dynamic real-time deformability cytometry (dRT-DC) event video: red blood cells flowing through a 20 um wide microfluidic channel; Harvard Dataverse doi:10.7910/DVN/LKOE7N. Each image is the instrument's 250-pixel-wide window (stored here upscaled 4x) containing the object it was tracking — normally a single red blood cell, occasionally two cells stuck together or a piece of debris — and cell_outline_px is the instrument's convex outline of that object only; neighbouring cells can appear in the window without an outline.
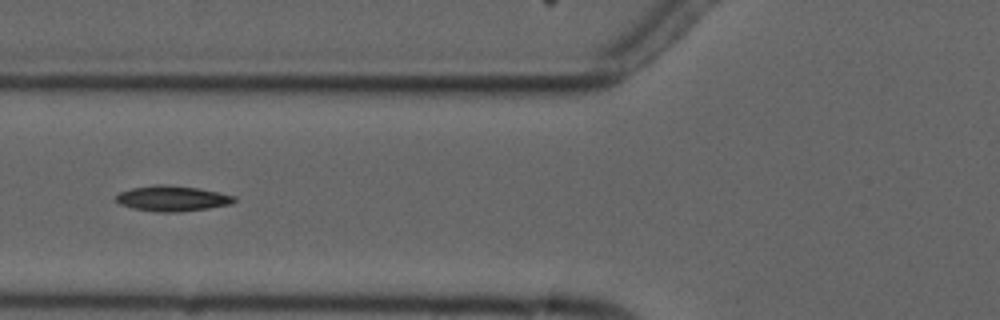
{"species": "common noctule bat (a hibernating species)", "species_latin": "Nyctalus noctula", "temperature_condition": "cold", "stored_images_in_passage": 5, "camera_frame_rate_fps": 3000, "um_per_image_px": 0.085, "animal": {"sex": "male", "forearm_length_mm": 52.5}, "frame": {"image": 1, "passage_image": 5, "time_ms": 5.667, "image_size_px": [1000, 320], "cell_outline_px": [[236, 200], [232, 204], [208, 208], [176, 212], [156, 212], [132, 208], [120, 204], [116, 200], [116, 196], [120, 192], [132, 188], [156, 184], [164, 184], [196, 188], [220, 192], [236, 196]], "centroid_in_image_um": [14.66, 16.87], "position_along_channel_um": 111.1, "area_um2": 17.51}}